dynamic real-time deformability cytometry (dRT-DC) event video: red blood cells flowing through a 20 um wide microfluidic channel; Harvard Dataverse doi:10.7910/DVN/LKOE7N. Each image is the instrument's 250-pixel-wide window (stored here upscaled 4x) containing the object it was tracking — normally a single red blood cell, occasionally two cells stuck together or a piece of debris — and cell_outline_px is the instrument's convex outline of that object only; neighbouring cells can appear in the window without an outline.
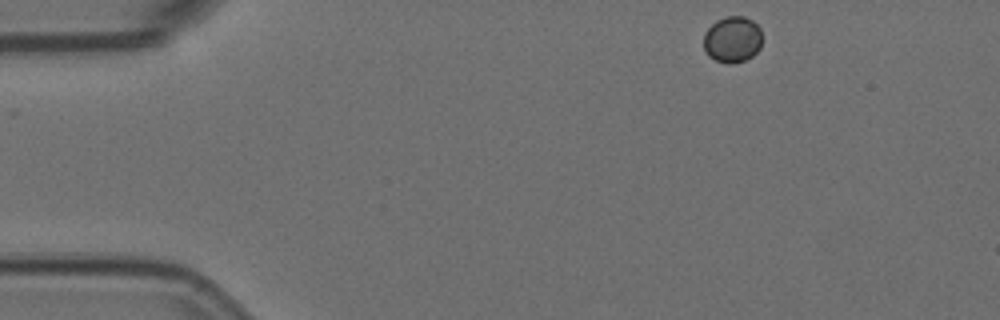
{"species": "Egyptian fruit bat (a non-hibernating species)", "species_latin": "Rousettus aegyptiacus", "temperature_condition": "room temperature", "stored_images_in_passage": 3, "camera_frame_rate_fps": 3000, "um_per_image_px": 0.085, "animal": {"sex": "female"}, "frame": {"image": 1, "passage_image": 1, "time_ms": 0.0, "image_size_px": [1000, 320], "cell_outline_px": [[760, 48], [752, 56], [744, 60], [732, 64], [728, 64], [716, 60], [708, 56], [704, 52], [704, 32], [716, 20], [724, 16], [744, 16], [752, 20], [760, 28]], "centroid_in_image_um": [62.22, 3.35], "position_along_channel_um": 22.8, "area_um2": 15.84}}